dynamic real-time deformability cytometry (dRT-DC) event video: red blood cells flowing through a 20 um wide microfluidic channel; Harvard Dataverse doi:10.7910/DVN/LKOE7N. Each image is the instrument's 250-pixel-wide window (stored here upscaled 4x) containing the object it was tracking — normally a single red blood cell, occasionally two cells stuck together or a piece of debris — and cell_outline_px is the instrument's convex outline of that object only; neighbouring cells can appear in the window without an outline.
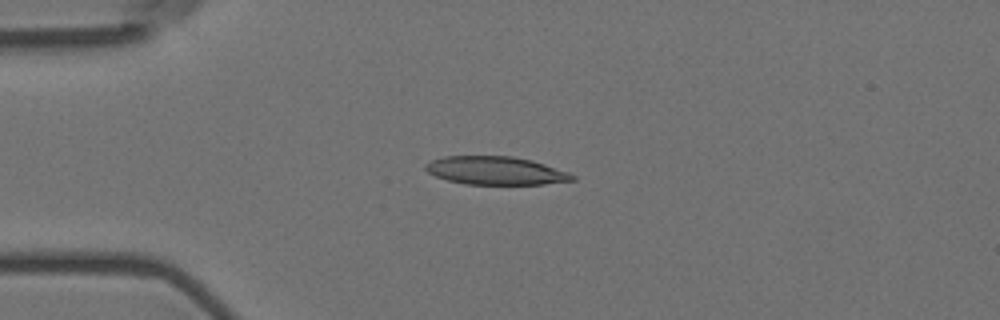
{"species": "Egyptian fruit bat (a non-hibernating species)", "species_latin": "Rousettus aegyptiacus", "temperature_condition": "room temperature", "stored_images_in_passage": 43, "camera_frame_rate_fps": 3000, "um_per_image_px": 0.085, "animal": {"sex": "female"}, "frame": {"image": 1, "passage_image": 1, "time_ms": 0.0, "image_size_px": [1000, 320], "cell_outline_px": [[576, 180], [544, 184], [464, 184], [448, 180], [436, 176], [428, 172], [424, 168], [424, 164], [432, 160], [444, 156], [512, 156], [532, 160], [568, 172], [576, 176]], "centroid_in_image_um": [42.13, 14.5], "position_along_channel_um": 42.9, "area_um2": 24.1}}
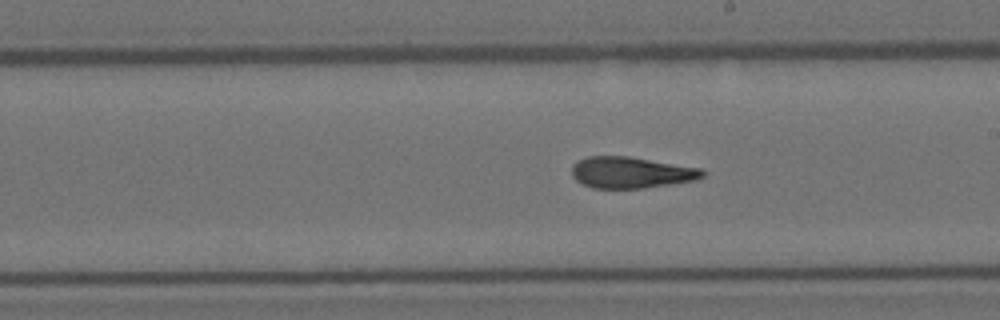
{"frame": {"image": 2, "passage_image": 19, "time_ms": 6.0, "image_size_px": [1000, 320], "cell_outline_px": [[704, 176], [696, 180], [644, 188], [592, 188], [576, 180], [572, 176], [572, 164], [588, 156], [628, 156], [700, 168], [704, 172]], "centroid_in_image_um": [53.62, 14.66], "position_along_channel_um": 235.4, "area_um2": 23.7}}
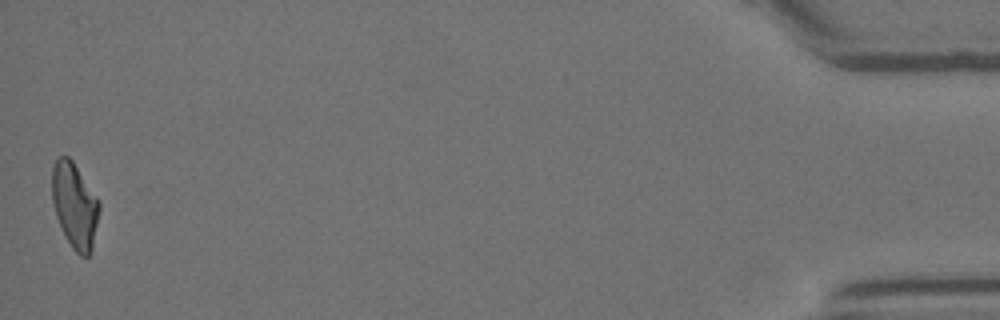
{"frame": {"image": 3, "passage_image": 43, "time_ms": 14.0, "image_size_px": [1000, 320], "cell_outline_px": [[100, 208], [92, 248], [88, 256], [80, 256], [72, 248], [56, 216], [52, 200], [52, 168], [56, 160], [60, 156], [68, 156], [72, 160], [96, 196], [100, 204]], "centroid_in_image_um": [6.35, 17.45], "position_along_channel_um": 428.9, "area_um2": 23.12}, "authors_computed_cell_mechanics": {"area_um2": 24.1026, "velocity_mm_per_s": 3.5824, "shape_relaxation_time_tau1_ms": 6.3366, "shape_relaxation_time_tau2_ms": 2.926, "deformation_change_tau1": 0.222, "deformation_change_tau2": 0.1291}}